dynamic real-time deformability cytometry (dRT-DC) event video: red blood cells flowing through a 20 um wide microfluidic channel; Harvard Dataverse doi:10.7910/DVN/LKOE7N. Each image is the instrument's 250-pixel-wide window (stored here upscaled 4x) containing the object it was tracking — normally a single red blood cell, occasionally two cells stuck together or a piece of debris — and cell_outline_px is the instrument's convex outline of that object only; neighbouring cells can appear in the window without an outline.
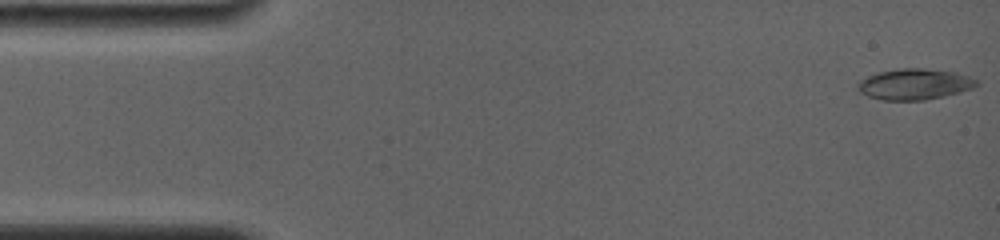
{"species": "common noctule bat (a hibernating species)", "species_latin": "Nyctalus noctula", "temperature_condition": "room temperature", "stored_images_in_passage": 5, "camera_frame_rate_fps": 4000, "um_per_image_px": 0.085, "animal": {"sex": "female", "body_mass_g": 19.0, "forearm_length_mm": 56.7}, "frame": {"image": 1, "passage_image": 1, "time_ms": 0.0, "image_size_px": [1000, 240], "cell_outline_px": [[980, 84], [972, 88], [960, 92], [944, 96], [924, 100], [880, 100], [868, 96], [860, 92], [856, 84], [860, 80], [868, 76], [880, 72], [900, 68], [924, 68], [952, 72], [968, 76], [976, 80]], "centroid_in_image_um": [77.72, 7.16], "position_along_channel_um": 7.3, "area_um2": 21.27}}